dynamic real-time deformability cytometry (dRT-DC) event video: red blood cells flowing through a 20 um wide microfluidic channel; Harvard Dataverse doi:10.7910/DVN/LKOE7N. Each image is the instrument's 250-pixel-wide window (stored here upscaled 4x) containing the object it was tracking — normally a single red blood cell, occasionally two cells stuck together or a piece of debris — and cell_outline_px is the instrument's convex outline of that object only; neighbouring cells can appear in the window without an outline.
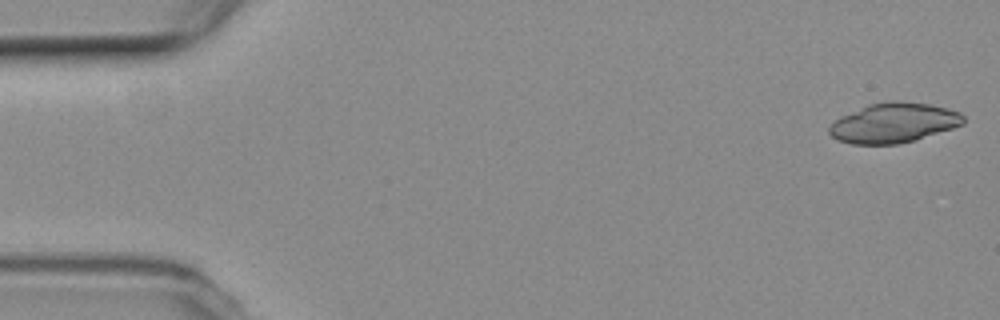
{"species": "common noctule bat (a hibernating species)", "species_latin": "Nyctalus noctula", "temperature_condition": "room temperature", "stored_images_in_passage": 18, "camera_frame_rate_fps": 3000, "um_per_image_px": 0.085, "animal": {"sex": "female", "body_mass_g": 19.3, "forearm_length_mm": 54.1}, "frame": {"image": 1, "passage_image": 1, "time_ms": 0.0, "image_size_px": [1000, 320], "cell_outline_px": [[964, 124], [916, 140], [896, 144], [852, 144], [840, 140], [832, 136], [828, 132], [828, 128], [840, 116], [868, 104], [888, 100], [896, 100], [928, 104], [948, 108], [960, 112], [964, 116]], "centroid_in_image_um": [75.97, 10.43], "position_along_channel_um": 9.0, "area_um2": 31.15}}